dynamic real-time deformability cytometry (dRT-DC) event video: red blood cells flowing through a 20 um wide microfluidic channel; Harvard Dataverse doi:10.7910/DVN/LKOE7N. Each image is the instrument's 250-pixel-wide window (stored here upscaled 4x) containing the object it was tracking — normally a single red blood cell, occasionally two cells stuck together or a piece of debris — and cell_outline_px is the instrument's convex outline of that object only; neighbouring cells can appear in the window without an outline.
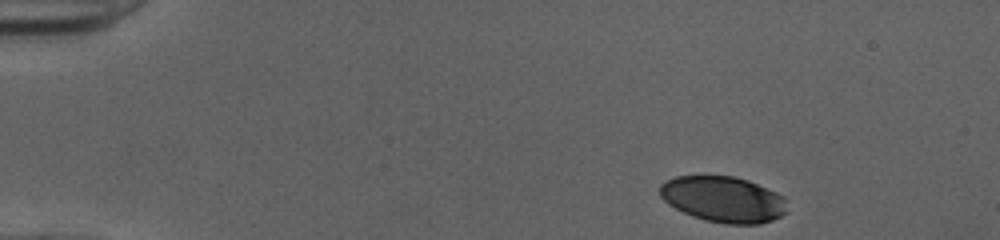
{"species": "human", "species_latin": "Homo sapiens", "temperature_condition": "cold", "stored_images_in_passage": 42, "camera_frame_rate_fps": 3000, "um_per_image_px": 0.085, "donor": {"sex": "female"}, "frame": {"image": 1, "passage_image": 1, "time_ms": 0.0, "image_size_px": [1000, 240], "cell_outline_px": [[788, 212], [772, 220], [760, 224], [724, 224], [692, 216], [668, 204], [660, 196], [660, 184], [664, 180], [676, 176], [732, 176], [748, 180], [776, 192], [784, 196]], "centroid_in_image_um": [61.49, 16.94], "position_along_channel_um": 23.5, "area_um2": 34.1}}
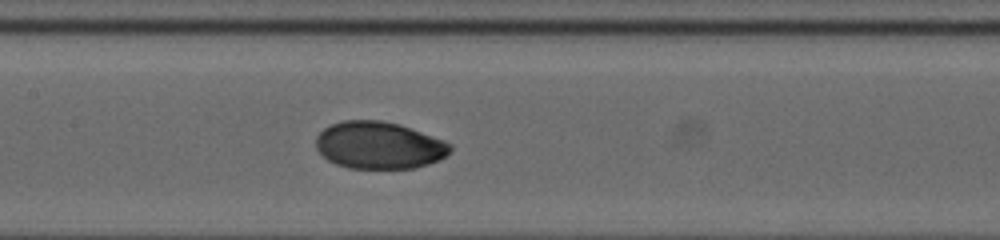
{"frame": {"image": 2, "passage_image": 20, "time_ms": 6.333, "image_size_px": [1000, 240], "cell_outline_px": [[452, 152], [428, 164], [412, 168], [348, 168], [336, 164], [328, 160], [316, 148], [316, 136], [324, 128], [332, 124], [344, 120], [380, 120], [400, 124], [444, 140], [452, 144]], "centroid_in_image_um": [32.22, 12.34], "position_along_channel_um": 175.2, "area_um2": 36.88}}
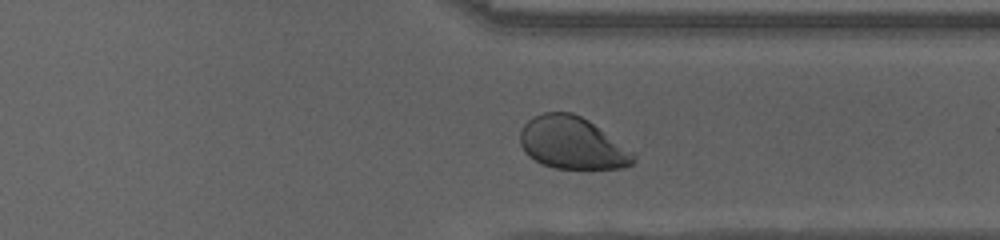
{"frame": {"image": 3, "passage_image": 34, "time_ms": 11.0, "image_size_px": [1000, 240], "cell_outline_px": [[636, 160], [632, 164], [624, 168], [556, 168], [544, 164], [528, 156], [524, 152], [520, 144], [520, 132], [524, 124], [532, 116], [544, 112], [572, 112], [588, 120], [632, 156]], "centroid_in_image_um": [48.51, 12.15], "position_along_channel_um": 362.9, "area_um2": 33.41}, "authors_computed_cell_mechanics": {"area_um2": 36.1539, "velocity_mm_per_s": 4.0144, "shape_relaxation_time_tau1_ms": 3.6285, "shape_relaxation_time_tau2_ms": null, "deformation_change_tau1": 0.1638, "deformation_change_tau2": null}}